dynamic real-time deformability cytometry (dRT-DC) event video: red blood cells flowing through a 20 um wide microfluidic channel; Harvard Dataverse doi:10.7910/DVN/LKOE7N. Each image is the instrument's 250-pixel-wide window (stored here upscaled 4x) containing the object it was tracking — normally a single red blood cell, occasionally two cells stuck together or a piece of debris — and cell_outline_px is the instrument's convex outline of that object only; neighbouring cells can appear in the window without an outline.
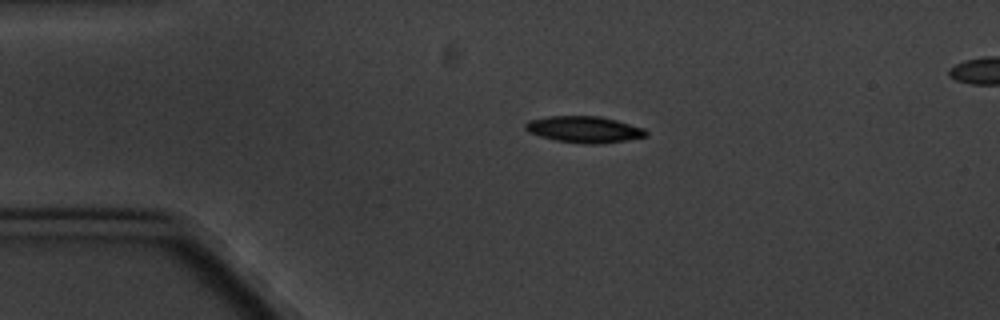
{"species": "common noctule bat (a hibernating species)", "species_latin": "Nyctalus noctula", "temperature_condition": "cold", "stored_images_in_passage": 5, "camera_frame_rate_fps": 3000, "um_per_image_px": 0.085, "animal": {"sex": "male", "body_mass_g": 20.1, "forearm_length_mm": 53.5}, "frame": {"image": 1, "passage_image": 3, "time_ms": 2.333, "image_size_px": [1000, 320], "cell_outline_px": [[648, 136], [624, 140], [592, 144], [584, 144], [556, 140], [540, 136], [528, 132], [524, 128], [524, 124], [528, 120], [548, 116], [600, 116], [616, 120], [644, 128], [648, 132]], "centroid_in_image_um": [49.62, 10.99], "position_along_channel_um": 35.4, "area_um2": 18.5}}